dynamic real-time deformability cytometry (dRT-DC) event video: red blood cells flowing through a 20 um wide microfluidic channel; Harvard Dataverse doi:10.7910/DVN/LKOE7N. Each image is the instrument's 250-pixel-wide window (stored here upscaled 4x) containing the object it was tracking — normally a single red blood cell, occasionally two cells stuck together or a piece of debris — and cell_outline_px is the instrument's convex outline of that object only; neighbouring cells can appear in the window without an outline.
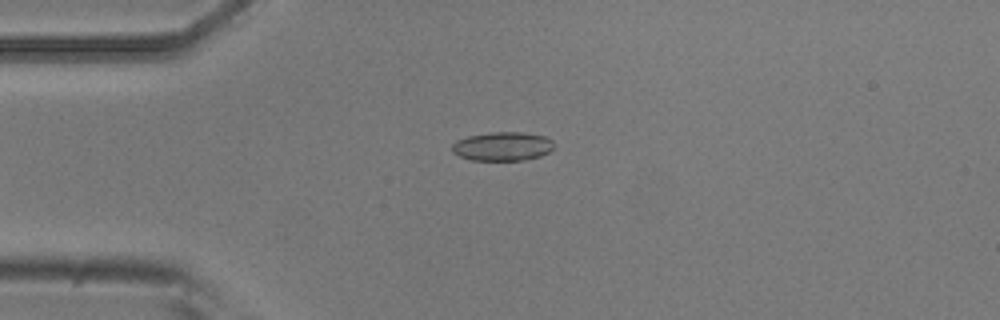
{"species": "common noctule bat (a hibernating species)", "species_latin": "Nyctalus noctula", "temperature_condition": "room temperature", "stored_images_in_passage": 5, "camera_frame_rate_fps": 3000, "um_per_image_px": 0.085, "animal": {"sex": "male", "body_mass_g": 20.5, "forearm_length_mm": 52.5}, "frame": {"image": 1, "passage_image": 4, "time_ms": 4.333, "image_size_px": [1000, 320], "cell_outline_px": [[556, 144], [548, 152], [540, 156], [524, 160], [472, 160], [460, 156], [452, 152], [452, 144], [456, 140], [468, 136], [492, 132], [524, 132], [548, 136]], "centroid_in_image_um": [42.74, 12.43], "position_along_channel_um": 42.3, "area_um2": 17.28}}